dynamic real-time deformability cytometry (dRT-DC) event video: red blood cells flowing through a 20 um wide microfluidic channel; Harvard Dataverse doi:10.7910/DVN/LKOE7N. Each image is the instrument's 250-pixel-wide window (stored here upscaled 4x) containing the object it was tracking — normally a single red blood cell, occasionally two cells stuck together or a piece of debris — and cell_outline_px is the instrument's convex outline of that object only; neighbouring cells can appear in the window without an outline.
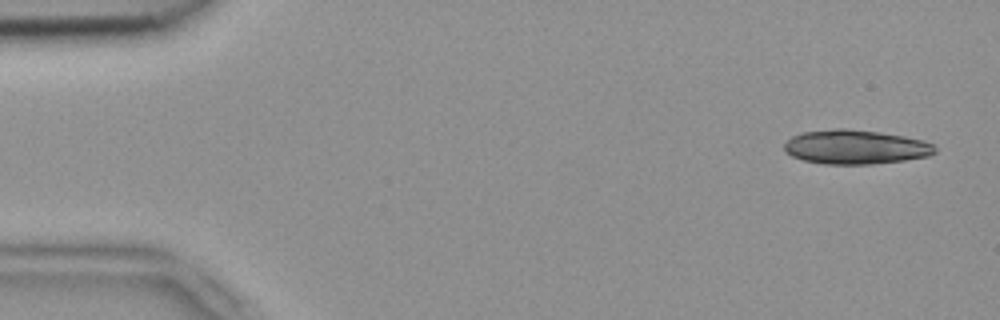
{"species": "common noctule bat (a hibernating species)", "species_latin": "Nyctalus noctula", "temperature_condition": "room temperature", "stored_images_in_passage": 4, "camera_frame_rate_fps": 3000, "um_per_image_px": 0.085, "animal": {"sex": "female", "body_mass_g": 18.4}, "frame": {"image": 1, "passage_image": 1, "time_ms": 0.0, "image_size_px": [1000, 320], "cell_outline_px": [[936, 152], [928, 156], [904, 160], [872, 164], [824, 164], [804, 160], [792, 156], [784, 152], [784, 144], [792, 136], [804, 132], [836, 128], [844, 128], [880, 132], [904, 136], [924, 140], [932, 144], [936, 148]], "centroid_in_image_um": [72.72, 12.49], "position_along_channel_um": 12.3, "area_um2": 30.06}}